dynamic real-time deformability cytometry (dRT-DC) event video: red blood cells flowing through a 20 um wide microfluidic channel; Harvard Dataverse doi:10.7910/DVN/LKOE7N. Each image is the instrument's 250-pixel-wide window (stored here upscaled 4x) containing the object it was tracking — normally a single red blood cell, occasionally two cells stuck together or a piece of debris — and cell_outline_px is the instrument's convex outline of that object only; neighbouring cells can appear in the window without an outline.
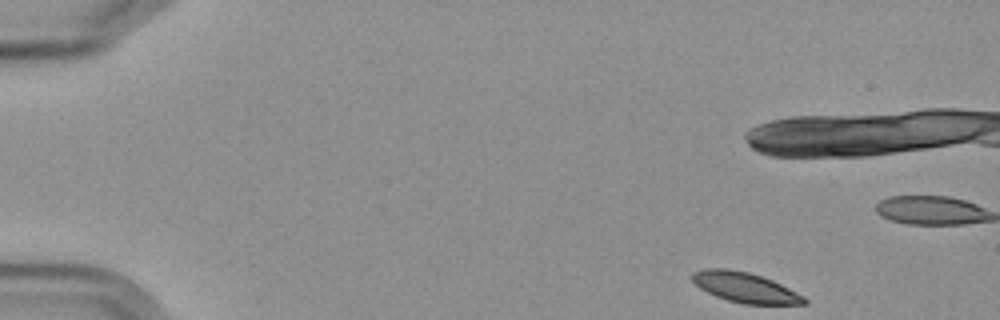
{"species": "Egyptian fruit bat (a non-hibernating species)", "species_latin": "Rousettus aegyptiacus", "temperature_condition": "cold", "stored_images_in_passage": 5, "camera_frame_rate_fps": 3000, "um_per_image_px": 0.085, "frame": {"image": 1, "passage_image": 1, "time_ms": 0.0, "image_size_px": [1000, 320], "cell_outline_px": [[808, 304], [744, 304], [728, 300], [716, 296], [700, 288], [692, 280], [692, 272], [704, 268], [728, 268], [748, 272], [772, 280], [804, 296], [808, 300]], "centroid_in_image_um": [63.32, 24.43], "position_along_channel_um": 21.7, "area_um2": 19.54}}